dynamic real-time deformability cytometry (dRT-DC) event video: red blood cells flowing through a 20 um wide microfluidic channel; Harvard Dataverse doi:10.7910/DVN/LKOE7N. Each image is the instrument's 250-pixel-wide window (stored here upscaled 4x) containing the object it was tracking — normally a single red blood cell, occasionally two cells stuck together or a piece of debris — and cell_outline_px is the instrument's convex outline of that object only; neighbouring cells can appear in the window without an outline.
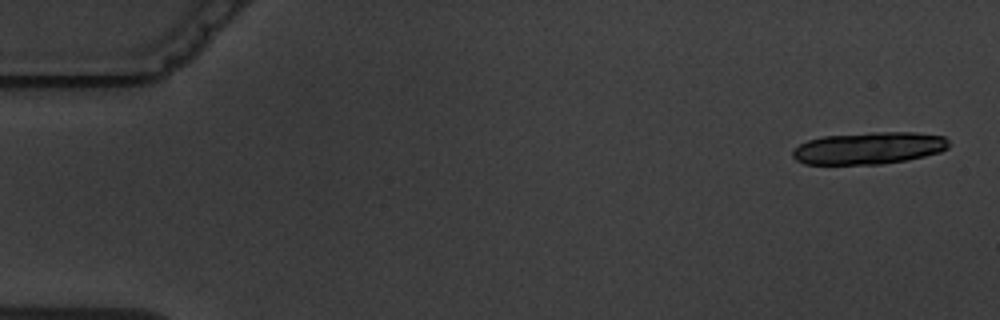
{"species": "common noctule bat (a hibernating species)", "species_latin": "Nyctalus noctula", "temperature_condition": "warm", "stored_images_in_passage": 5, "camera_frame_rate_fps": 3000, "um_per_image_px": 0.085, "animal": {"sex": "male", "body_mass_g": 19.5, "forearm_length_mm": 54.6}, "frame": {"image": 1, "passage_image": 1, "time_ms": 0.0, "image_size_px": [1000, 320], "cell_outline_px": [[952, 144], [948, 148], [940, 152], [908, 160], [880, 164], [804, 164], [796, 160], [792, 156], [792, 148], [808, 140], [824, 136], [872, 132], [916, 132], [944, 136]], "centroid_in_image_um": [73.87, 12.58], "position_along_channel_um": 11.1, "area_um2": 29.48}}
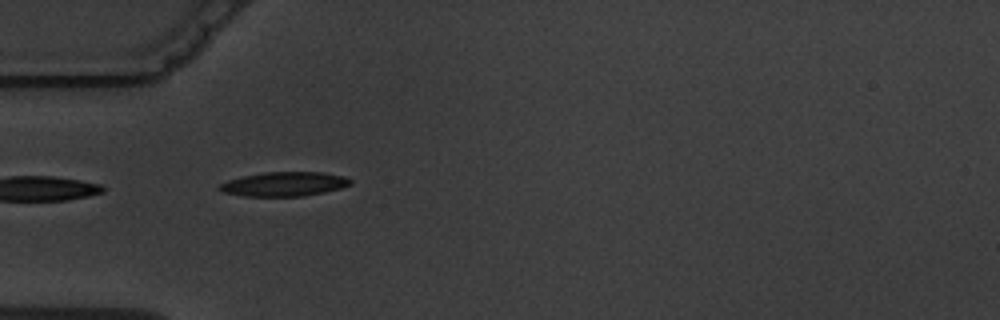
{"frame": {"image": 2, "passage_image": 5, "time_ms": 5.333, "image_size_px": [1000, 320], "cell_outline_px": [[352, 184], [340, 188], [324, 192], [304, 196], [244, 196], [224, 192], [216, 188], [220, 184], [228, 180], [244, 176], [264, 172], [324, 172], [344, 176], [352, 180]], "centroid_in_image_um": [24.17, 15.64], "position_along_channel_um": 60.8, "area_um2": 18.5}}